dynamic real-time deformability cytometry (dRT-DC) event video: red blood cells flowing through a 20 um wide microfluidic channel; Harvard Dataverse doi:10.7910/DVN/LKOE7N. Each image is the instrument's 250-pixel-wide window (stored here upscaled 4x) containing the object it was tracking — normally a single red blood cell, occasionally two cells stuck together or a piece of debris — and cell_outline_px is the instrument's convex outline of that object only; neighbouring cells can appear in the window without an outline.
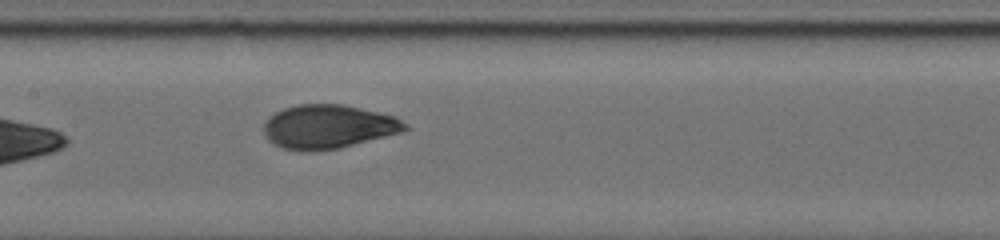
{"species": "human", "species_latin": "Homo sapiens", "temperature_condition": "cold", "stored_images_in_passage": 18, "camera_frame_rate_fps": 3000, "um_per_image_px": 0.085, "donor": {"sex": "male"}, "frame": {"image": 1, "passage_image": 16, "time_ms": 10.0, "image_size_px": [1000, 240], "cell_outline_px": [[408, 128], [400, 132], [340, 148], [316, 152], [308, 152], [280, 148], [268, 140], [264, 132], [264, 120], [268, 116], [284, 108], [296, 104], [344, 104], [396, 116], [408, 124]], "centroid_in_image_um": [27.87, 10.77], "position_along_channel_um": 179.5, "area_um2": 36.41}}
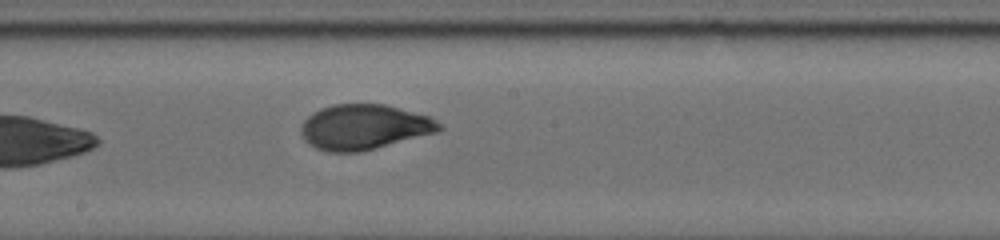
{"frame": {"image": 2, "passage_image": 18, "time_ms": 11.0, "image_size_px": [1000, 240], "cell_outline_px": [[444, 128], [436, 132], [360, 152], [328, 152], [316, 148], [308, 144], [300, 136], [300, 128], [304, 120], [308, 116], [320, 108], [332, 104], [384, 104], [428, 116], [436, 120]], "centroid_in_image_um": [30.89, 10.8], "position_along_channel_um": 217.3, "area_um2": 36.24}}